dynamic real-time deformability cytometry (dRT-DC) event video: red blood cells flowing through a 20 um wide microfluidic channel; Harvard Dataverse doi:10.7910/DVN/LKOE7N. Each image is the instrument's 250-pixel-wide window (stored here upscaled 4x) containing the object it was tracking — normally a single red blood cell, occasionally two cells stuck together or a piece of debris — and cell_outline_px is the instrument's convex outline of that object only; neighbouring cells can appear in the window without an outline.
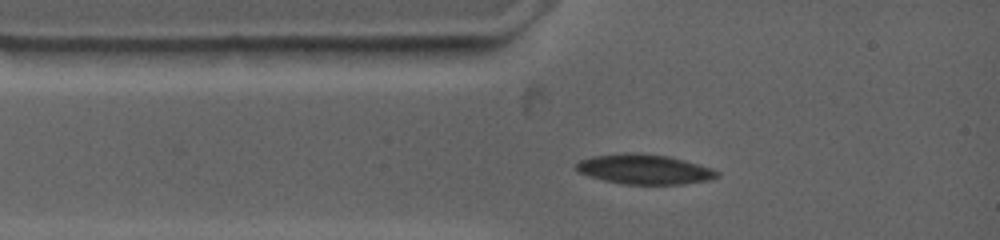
{"species": "common noctule bat (a hibernating species)", "species_latin": "Nyctalus noctula", "temperature_condition": "warm", "stored_images_in_passage": 25, "camera_frame_rate_fps": 4500, "um_per_image_px": 0.085, "animal": {"sex": "female", "body_mass_g": 19.0, "forearm_length_mm": 53.3}, "frame": {"image": 1, "passage_image": 1, "time_ms": 0.0, "image_size_px": [1000, 240], "cell_outline_px": [[720, 176], [708, 180], [684, 184], [620, 184], [588, 176], [580, 172], [576, 168], [576, 164], [580, 160], [596, 156], [668, 156], [696, 164], [720, 172]], "centroid_in_image_um": [54.81, 14.46], "position_along_channel_um": 30.2, "area_um2": 23.06}}
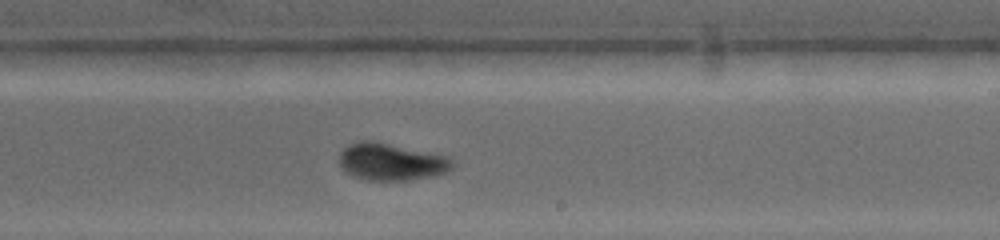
{"frame": {"image": 2, "passage_image": 14, "time_ms": 6.222, "image_size_px": [1000, 240], "cell_outline_px": [[452, 168], [436, 176], [408, 180], [364, 180], [352, 176], [340, 164], [340, 152], [344, 148], [360, 140], [376, 140], [444, 156], [452, 160]], "centroid_in_image_um": [33.23, 13.75], "position_along_channel_um": 255.8, "area_um2": 24.28}}
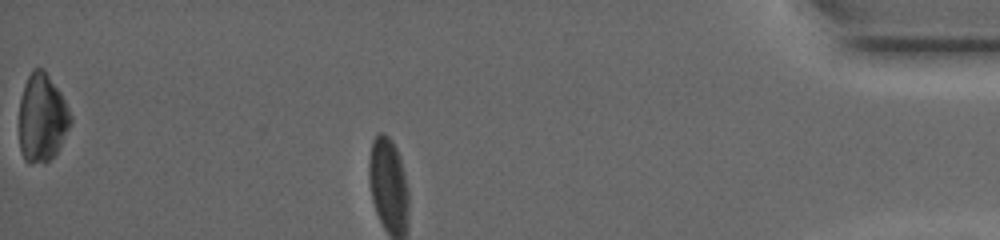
{"frame": {"image": 3, "passage_image": 25, "time_ms": 11.556, "image_size_px": [1000, 240], "cell_outline_px": [[72, 124], [56, 152], [48, 160], [32, 164], [28, 164], [24, 160], [20, 152], [20, 100], [24, 84], [32, 68], [44, 68], [60, 92], [72, 116]], "centroid_in_image_um": [3.57, 10.01], "position_along_channel_um": 431.6, "area_um2": 26.41}, "authors_computed_cell_mechanics": {"area_um2": 24.7962, "velocity_mm_per_s": 3.6864, "shape_relaxation_time_tau1_ms": 4.7896, "shape_relaxation_time_tau2_ms": 1.73, "deformation_change_tau1": 0.1365, "deformation_change_tau2": 0.0376}}